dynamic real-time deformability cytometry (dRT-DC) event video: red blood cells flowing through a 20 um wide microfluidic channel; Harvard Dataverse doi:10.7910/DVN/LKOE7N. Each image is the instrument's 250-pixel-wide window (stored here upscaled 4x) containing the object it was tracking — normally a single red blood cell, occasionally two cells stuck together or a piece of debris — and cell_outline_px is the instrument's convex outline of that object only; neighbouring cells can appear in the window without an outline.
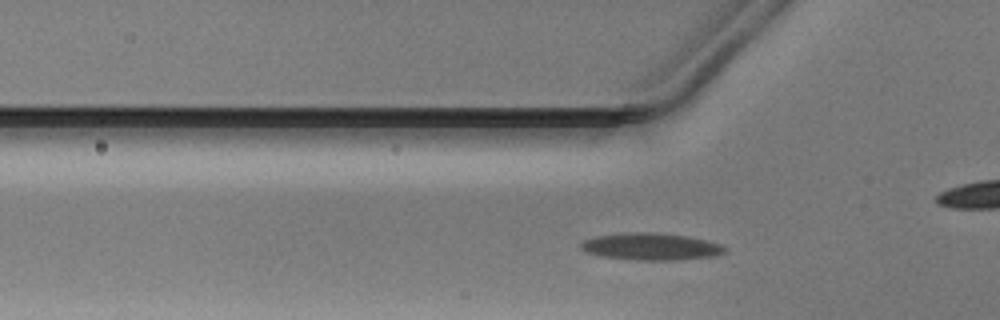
{"species": "Egyptian fruit bat (a non-hibernating species)", "species_latin": "Rousettus aegyptiacus", "temperature_condition": "warm", "stored_images_in_passage": 33, "camera_frame_rate_fps": 3000, "um_per_image_px": 0.085, "animal": {"sex": "male"}, "frame": {"image": 1, "passage_image": 8, "time_ms": 2.333, "image_size_px": [1000, 320], "cell_outline_px": [[724, 252], [716, 256], [676, 260], [636, 260], [604, 256], [584, 252], [580, 248], [580, 244], [584, 240], [596, 236], [624, 232], [656, 232], [684, 236], [704, 240], [720, 244], [724, 248]], "centroid_in_image_um": [55.28, 20.96], "position_along_channel_um": 70.5, "area_um2": 22.54}}
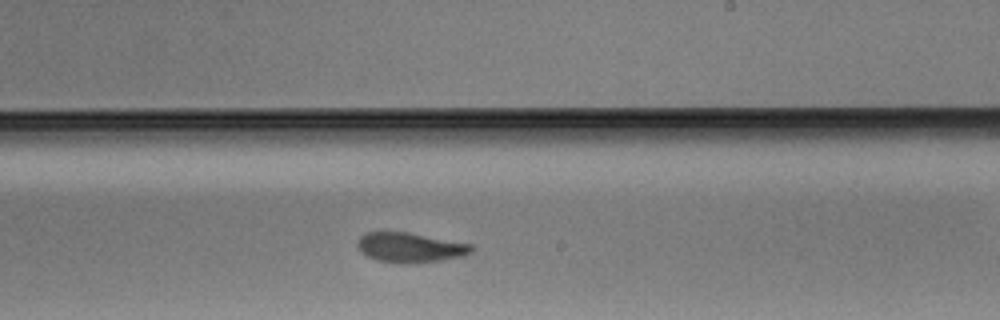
{"frame": {"image": 2, "passage_image": 22, "time_ms": 7.0, "image_size_px": [1000, 320], "cell_outline_px": [[476, 248], [472, 252], [464, 256], [444, 260], [416, 264], [392, 264], [376, 260], [368, 256], [356, 244], [356, 240], [364, 232], [408, 232], [472, 244]], "centroid_in_image_um": [34.89, 21.06], "position_along_channel_um": 254.1, "area_um2": 20.29}}
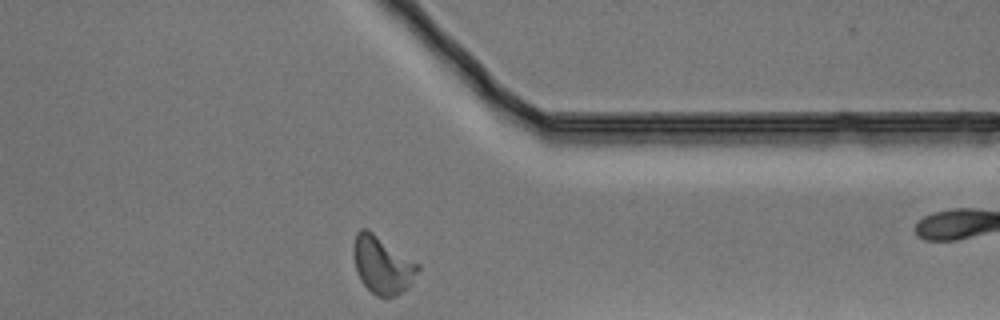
{"frame": {"image": 3, "passage_image": 32, "time_ms": 10.333, "image_size_px": [1000, 320], "cell_outline_px": [[420, 268], [408, 288], [396, 296], [376, 296], [360, 280], [356, 272], [352, 256], [352, 244], [356, 232], [360, 228], [368, 228], [420, 264]], "centroid_in_image_um": [32.47, 22.48], "position_along_channel_um": 378.9, "area_um2": 21.96}}